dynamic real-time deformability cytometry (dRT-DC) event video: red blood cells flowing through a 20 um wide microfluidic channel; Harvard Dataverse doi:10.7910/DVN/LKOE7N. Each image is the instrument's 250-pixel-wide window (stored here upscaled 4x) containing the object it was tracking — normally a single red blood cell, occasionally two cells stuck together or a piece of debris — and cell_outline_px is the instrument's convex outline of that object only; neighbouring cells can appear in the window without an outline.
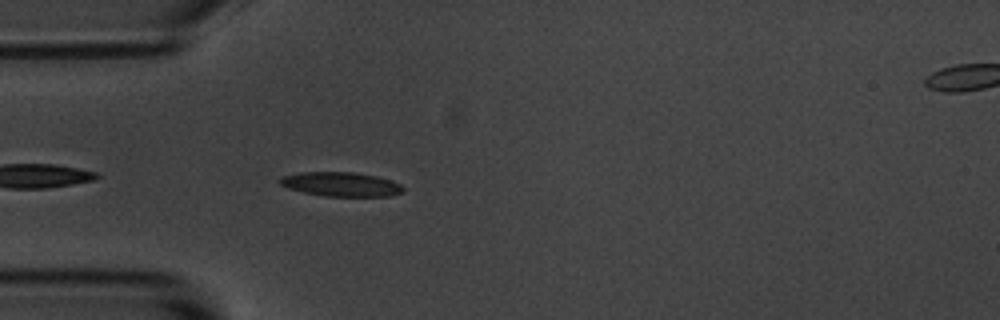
{"species": "common noctule bat (a hibernating species)", "species_latin": "Nyctalus noctula", "temperature_condition": "room temperature", "stored_images_in_passage": 43, "camera_frame_rate_fps": 3000, "um_per_image_px": 0.085, "animal": {"sex": "male", "body_mass_g": 20.1, "forearm_length_mm": 53.5}, "frame": {"image": 1, "passage_image": 3, "time_ms": 0.667, "image_size_px": [1000, 320], "cell_outline_px": [[404, 192], [388, 196], [324, 196], [304, 192], [288, 188], [280, 184], [280, 176], [304, 172], [352, 172], [376, 176], [400, 184], [404, 188]], "centroid_in_image_um": [28.98, 15.66], "position_along_channel_um": 56.0, "area_um2": 17.22}}
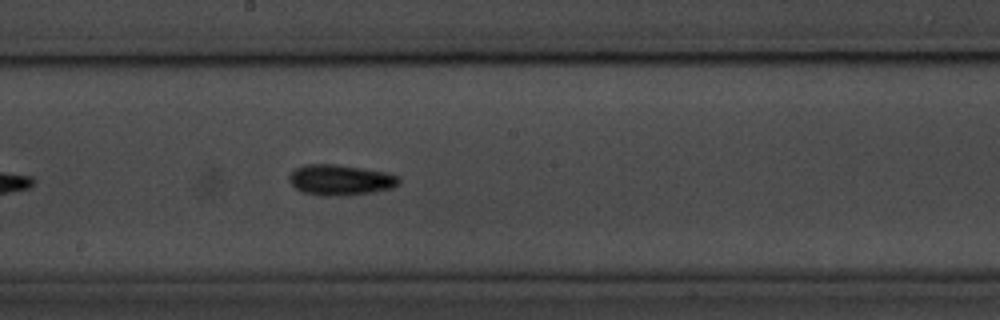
{"frame": {"image": 2, "passage_image": 17, "time_ms": 5.333, "image_size_px": [1000, 320], "cell_outline_px": [[400, 180], [392, 188], [372, 192], [336, 196], [320, 196], [300, 192], [292, 184], [288, 176], [296, 168], [304, 164], [336, 164], [384, 172], [396, 176]], "centroid_in_image_um": [28.86, 15.3], "position_along_channel_um": 219.3, "area_um2": 19.36}}
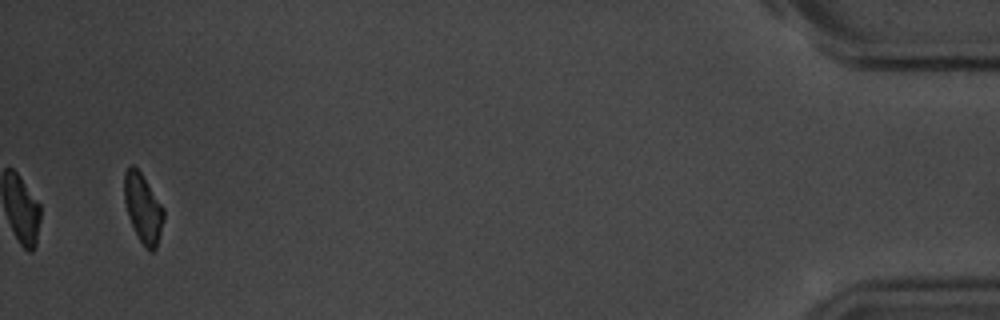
{"frame": {"image": 3, "passage_image": 41, "time_ms": 13.333, "image_size_px": [1000, 320], "cell_outline_px": [[164, 220], [156, 248], [152, 252], [148, 252], [144, 248], [128, 216], [124, 200], [124, 172], [132, 164], [140, 172], [164, 208]], "centroid_in_image_um": [12.16, 17.73], "position_along_channel_um": 423.0, "area_um2": 15.72}}